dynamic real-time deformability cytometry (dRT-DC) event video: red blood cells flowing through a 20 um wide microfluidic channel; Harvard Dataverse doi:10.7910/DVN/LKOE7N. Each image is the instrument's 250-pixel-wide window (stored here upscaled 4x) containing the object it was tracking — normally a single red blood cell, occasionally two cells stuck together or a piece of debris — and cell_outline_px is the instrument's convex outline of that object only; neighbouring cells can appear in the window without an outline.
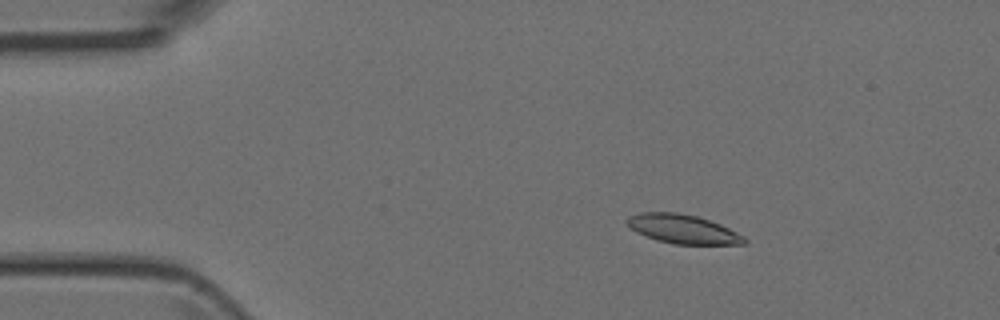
{"species": "Egyptian fruit bat (a non-hibernating species)", "species_latin": "Rousettus aegyptiacus", "temperature_condition": "room temperature", "stored_images_in_passage": 49, "camera_frame_rate_fps": 3000, "um_per_image_px": 0.085, "animal": {"sex": "female"}, "frame": {"image": 1, "passage_image": 8, "time_ms": 2.333, "image_size_px": [1000, 320], "cell_outline_px": [[748, 244], [672, 244], [656, 240], [636, 232], [624, 220], [628, 216], [640, 212], [676, 212], [696, 216], [720, 224], [744, 236], [748, 240]], "centroid_in_image_um": [58.03, 19.47], "position_along_channel_um": 27.0, "area_um2": 19.83}}
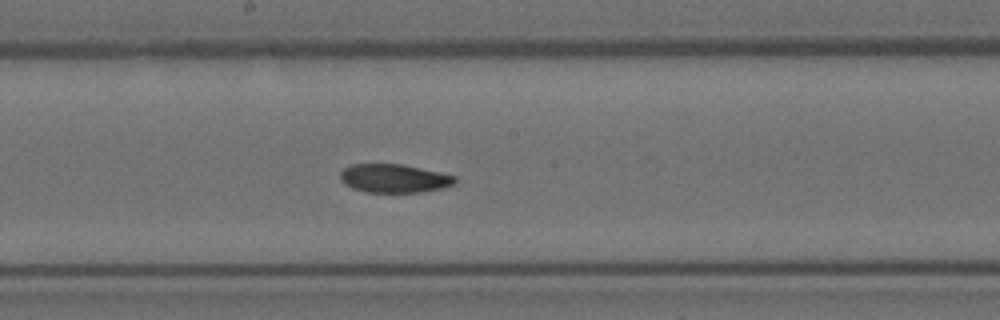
{"frame": {"image": 2, "passage_image": 26, "time_ms": 8.333, "image_size_px": [1000, 320], "cell_outline_px": [[456, 184], [444, 188], [420, 192], [364, 192], [352, 188], [344, 184], [340, 180], [340, 172], [344, 168], [352, 164], [400, 164], [440, 172], [456, 176]], "centroid_in_image_um": [33.5, 15.17], "position_along_channel_um": 214.7, "area_um2": 19.19}}
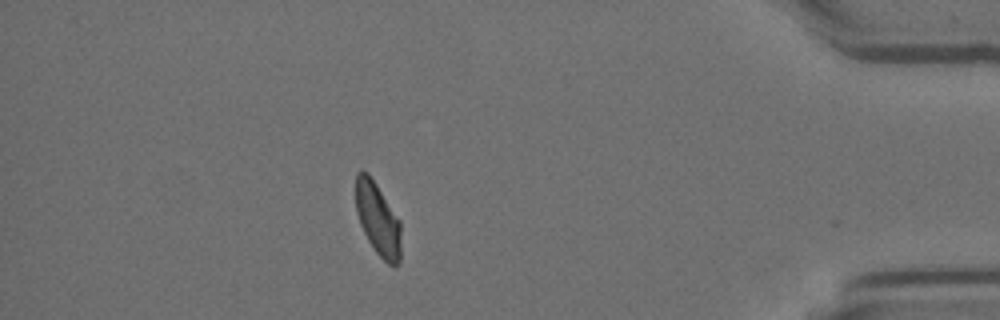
{"frame": {"image": 3, "passage_image": 43, "time_ms": 14.0, "image_size_px": [1000, 320], "cell_outline_px": [[400, 260], [396, 268], [388, 264], [376, 252], [368, 240], [360, 224], [356, 212], [356, 172], [368, 172], [400, 220]], "centroid_in_image_um": [32.12, 18.65], "position_along_channel_um": 403.1, "area_um2": 19.07}}